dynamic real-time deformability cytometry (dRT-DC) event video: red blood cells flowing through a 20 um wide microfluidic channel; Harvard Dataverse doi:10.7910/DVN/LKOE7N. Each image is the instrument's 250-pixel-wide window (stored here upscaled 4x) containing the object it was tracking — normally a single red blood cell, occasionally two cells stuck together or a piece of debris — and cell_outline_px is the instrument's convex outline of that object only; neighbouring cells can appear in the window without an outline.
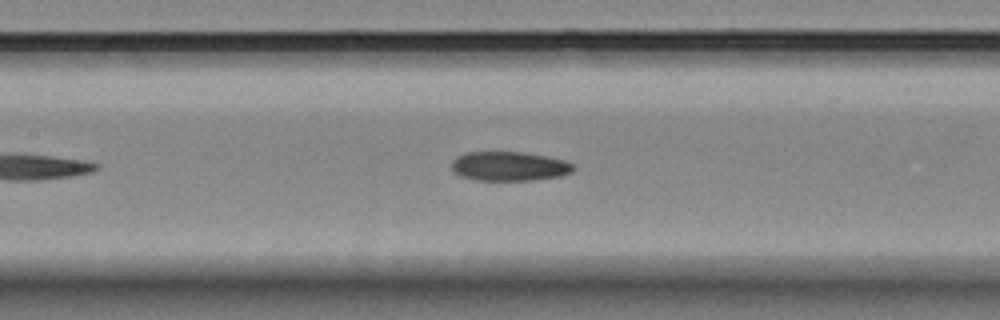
{"species": "Egyptian fruit bat (a non-hibernating species)", "species_latin": "Rousettus aegyptiacus", "temperature_condition": "room temperature", "stored_images_in_passage": 28, "camera_frame_rate_fps": 3000, "um_per_image_px": 0.085, "animal": {"sex": "female"}, "frame": {"image": 1, "passage_image": 13, "time_ms": 4.0, "image_size_px": [1000, 320], "cell_outline_px": [[576, 168], [572, 172], [560, 176], [532, 180], [476, 180], [460, 176], [452, 172], [452, 160], [468, 152], [524, 152], [564, 160], [572, 164]], "centroid_in_image_um": [43.28, 14.14], "position_along_channel_um": 164.1, "area_um2": 20.69}}
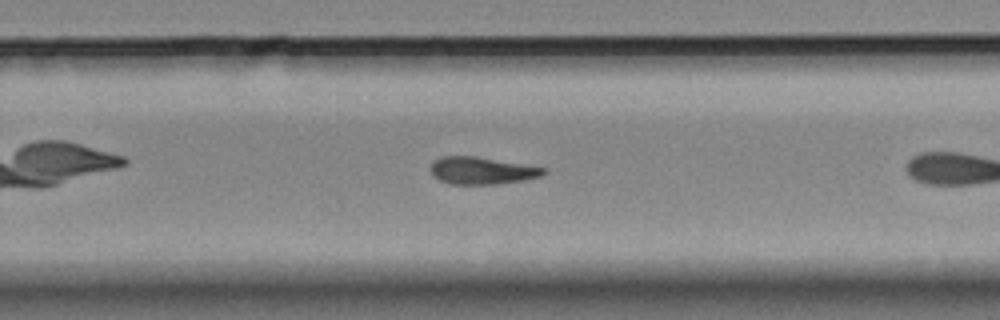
{"frame": {"image": 2, "passage_image": 20, "time_ms": 6.333, "image_size_px": [1000, 320], "cell_outline_px": [[548, 172], [540, 176], [524, 180], [496, 184], [452, 184], [440, 180], [432, 176], [432, 164], [440, 156], [476, 156], [548, 168]], "centroid_in_image_um": [41.0, 14.5], "position_along_channel_um": 288.8, "area_um2": 17.92}}